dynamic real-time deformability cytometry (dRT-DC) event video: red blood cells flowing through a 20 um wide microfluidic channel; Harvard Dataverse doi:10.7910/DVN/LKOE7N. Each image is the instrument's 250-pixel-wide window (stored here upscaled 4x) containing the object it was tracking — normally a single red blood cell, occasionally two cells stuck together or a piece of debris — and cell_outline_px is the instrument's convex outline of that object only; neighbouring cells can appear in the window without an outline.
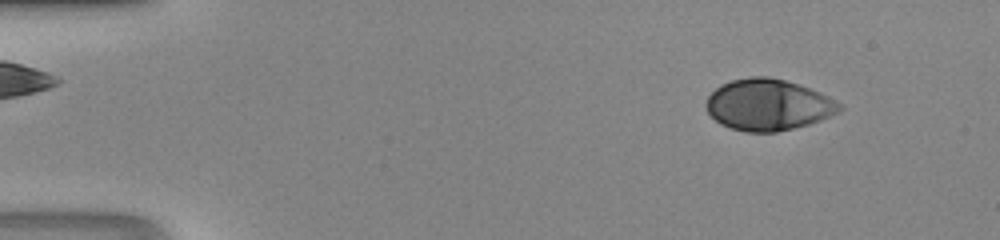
{"species": "human", "species_latin": "Homo sapiens", "temperature_condition": "room temperature", "stored_images_in_passage": 48, "camera_frame_rate_fps": 3000, "um_per_image_px": 0.085, "donor": {"sex": "male"}, "frame": {"image": 1, "passage_image": 6, "time_ms": 1.667, "image_size_px": [1000, 240], "cell_outline_px": [[844, 108], [840, 112], [820, 120], [808, 124], [776, 132], [744, 132], [720, 124], [708, 112], [704, 104], [708, 96], [720, 84], [732, 80], [748, 76], [768, 76], [784, 80], [808, 88], [828, 96], [844, 104]], "centroid_in_image_um": [65.29, 8.9], "position_along_channel_um": 19.7, "area_um2": 39.94}}
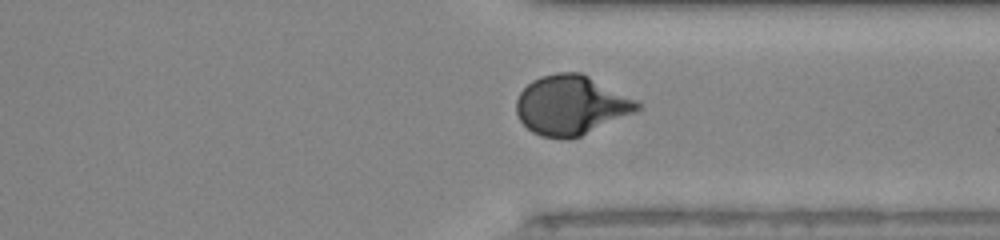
{"frame": {"image": 2, "passage_image": 37, "time_ms": 12.0, "image_size_px": [1000, 240], "cell_outline_px": [[640, 108], [636, 112], [580, 136], [568, 140], [540, 136], [532, 132], [520, 120], [516, 112], [516, 100], [520, 92], [532, 80], [540, 76], [556, 72], [580, 72], [636, 100], [640, 104]], "centroid_in_image_um": [48.51, 8.95], "position_along_channel_um": 362.9, "area_um2": 41.73}}
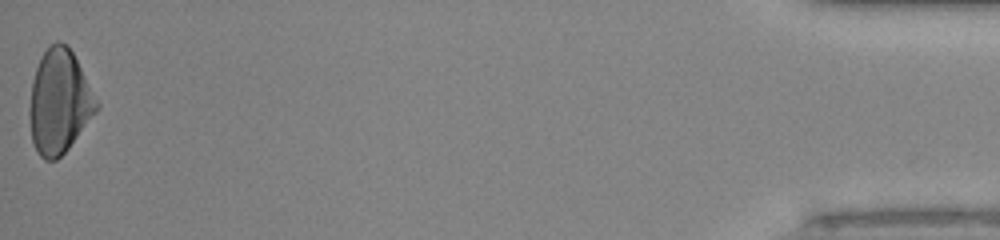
{"frame": {"image": 3, "passage_image": 48, "time_ms": 15.667, "image_size_px": [1000, 240], "cell_outline_px": [[100, 108], [68, 148], [56, 160], [44, 160], [40, 156], [32, 140], [28, 112], [28, 108], [32, 80], [36, 68], [48, 44], [56, 40], [60, 40], [72, 52], [100, 104]], "centroid_in_image_um": [5.03, 8.65], "position_along_channel_um": 430.2, "area_um2": 40.52}}